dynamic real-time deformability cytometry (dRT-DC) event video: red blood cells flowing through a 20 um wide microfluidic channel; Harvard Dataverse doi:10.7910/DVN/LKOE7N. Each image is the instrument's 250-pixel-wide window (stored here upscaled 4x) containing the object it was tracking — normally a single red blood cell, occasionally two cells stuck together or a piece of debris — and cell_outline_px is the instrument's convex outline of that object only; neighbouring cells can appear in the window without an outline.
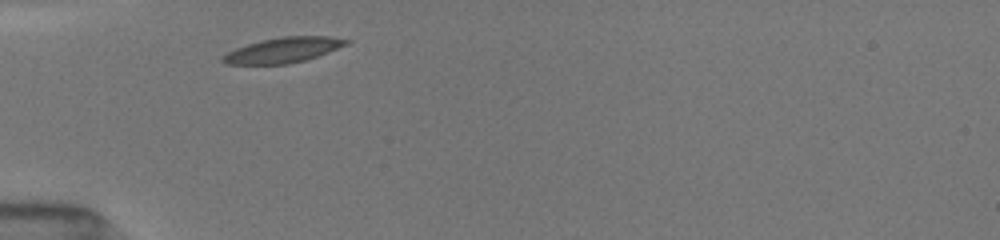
{"species": "common noctule bat (a hibernating species)", "species_latin": "Nyctalus noctula", "temperature_condition": "room temperature", "stored_images_in_passage": 8, "camera_frame_rate_fps": 3000, "um_per_image_px": 0.085, "animal": {"sex": "female", "body_mass_g": 19.5, "forearm_length_mm": 54.1}, "frame": {"image": 1, "passage_image": 1, "time_ms": 0.0, "image_size_px": [1000, 240], "cell_outline_px": [[352, 40], [348, 44], [328, 52], [304, 60], [288, 64], [224, 64], [220, 60], [220, 56], [236, 48], [248, 44], [264, 40], [284, 36], [332, 36]], "centroid_in_image_um": [24.07, 4.25], "position_along_channel_um": 60.9, "area_um2": 18.09}}
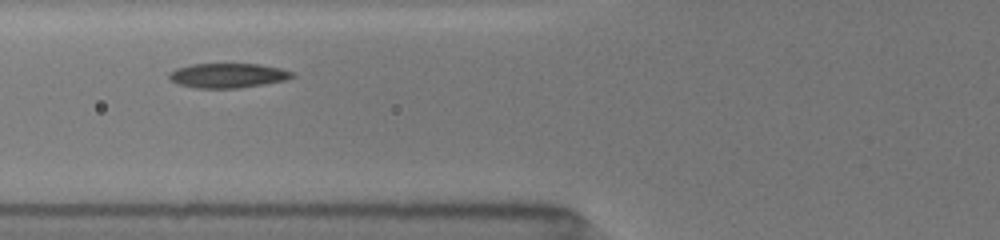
{"frame": {"image": 2, "passage_image": 4, "time_ms": 1.333, "image_size_px": [1000, 240], "cell_outline_px": [[296, 76], [288, 80], [240, 88], [196, 88], [176, 84], [168, 80], [168, 72], [176, 68], [192, 64], [260, 64], [280, 68], [296, 72]], "centroid_in_image_um": [19.37, 6.42], "position_along_channel_um": 106.4, "area_um2": 18.03}}
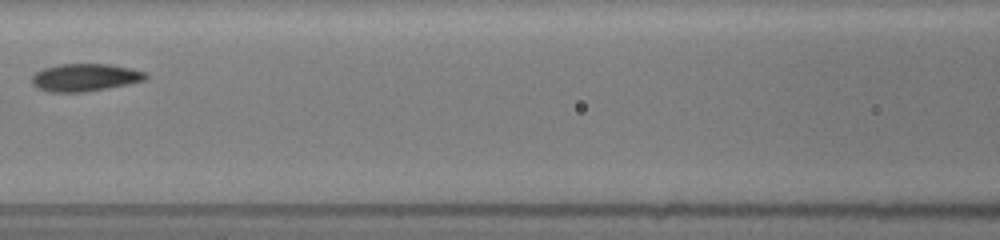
{"frame": {"image": 3, "passage_image": 7, "time_ms": 2.667, "image_size_px": [1000, 240], "cell_outline_px": [[148, 76], [144, 80], [128, 84], [84, 92], [48, 92], [36, 88], [32, 84], [32, 76], [36, 72], [44, 68], [60, 64], [108, 64], [132, 68], [144, 72]], "centroid_in_image_um": [7.19, 6.58], "position_along_channel_um": 159.4, "area_um2": 18.26}}